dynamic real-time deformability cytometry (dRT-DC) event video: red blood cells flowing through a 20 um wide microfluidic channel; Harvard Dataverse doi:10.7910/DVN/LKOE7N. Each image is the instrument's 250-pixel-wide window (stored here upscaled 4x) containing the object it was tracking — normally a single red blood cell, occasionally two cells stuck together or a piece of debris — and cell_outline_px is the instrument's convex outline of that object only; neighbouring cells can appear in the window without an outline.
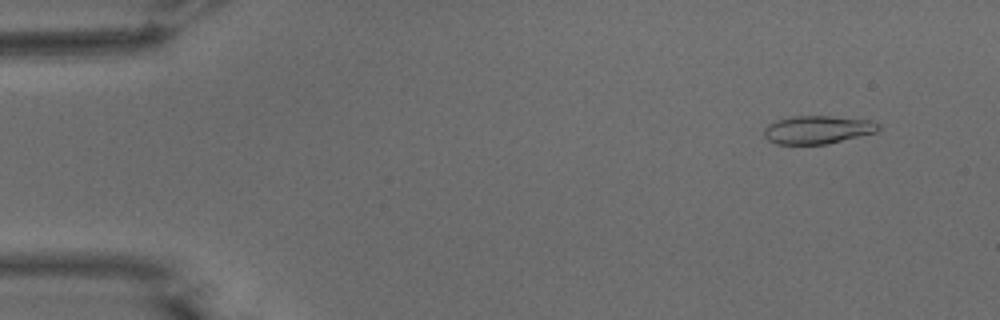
{"species": "common noctule bat (a hibernating species)", "species_latin": "Nyctalus noctula", "temperature_condition": "warm", "stored_images_in_passage": 54, "camera_frame_rate_fps": 3000, "um_per_image_px": 0.085, "animal": {"sex": "male", "body_mass_g": 15.6}, "frame": {"image": 1, "passage_image": 5, "time_ms": 1.333, "image_size_px": [1000, 320], "cell_outline_px": [[880, 128], [876, 132], [828, 144], [776, 144], [768, 140], [764, 136], [764, 128], [768, 124], [776, 120], [792, 116], [832, 116], [872, 120], [880, 124]], "centroid_in_image_um": [69.5, 11.02], "position_along_channel_um": 15.5, "area_um2": 18.9}}
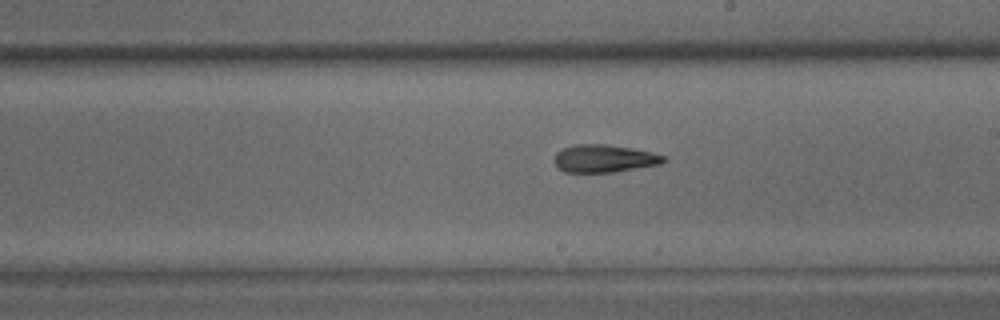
{"frame": {"image": 2, "passage_image": 31, "time_ms": 10.0, "image_size_px": [1000, 320], "cell_outline_px": [[668, 160], [660, 164], [612, 172], [564, 172], [552, 160], [556, 152], [564, 148], [576, 144], [604, 144], [632, 148], [664, 156]], "centroid_in_image_um": [51.32, 13.47], "position_along_channel_um": 237.7, "area_um2": 17.46}}
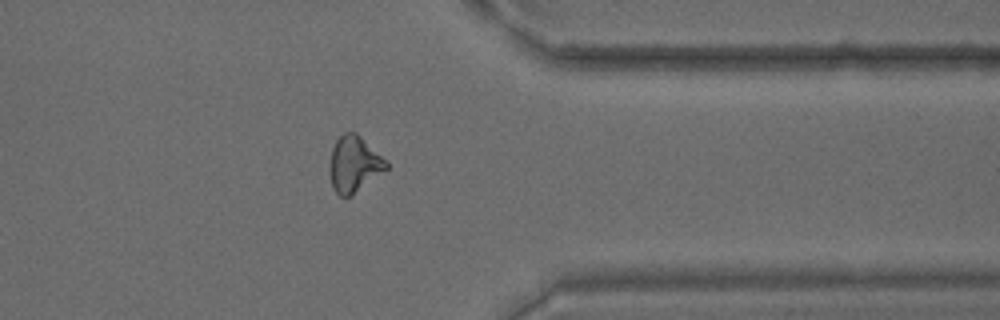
{"frame": {"image": 3, "passage_image": 43, "time_ms": 14.0, "image_size_px": [1000, 320], "cell_outline_px": [[388, 168], [352, 196], [340, 196], [332, 188], [328, 168], [328, 164], [332, 148], [336, 140], [344, 132], [356, 132], [388, 164]], "centroid_in_image_um": [30.04, 13.97], "position_along_channel_um": 381.4, "area_um2": 18.38}, "authors_computed_cell_mechanics": {"area_um2": 18.5249, "velocity_mm_per_s": 3.8023, "shape_relaxation_time_tau1_ms": null, "shape_relaxation_time_tau2_ms": 5.5394, "deformation_change_tau1": null, "deformation_change_tau2": 0.1495}}